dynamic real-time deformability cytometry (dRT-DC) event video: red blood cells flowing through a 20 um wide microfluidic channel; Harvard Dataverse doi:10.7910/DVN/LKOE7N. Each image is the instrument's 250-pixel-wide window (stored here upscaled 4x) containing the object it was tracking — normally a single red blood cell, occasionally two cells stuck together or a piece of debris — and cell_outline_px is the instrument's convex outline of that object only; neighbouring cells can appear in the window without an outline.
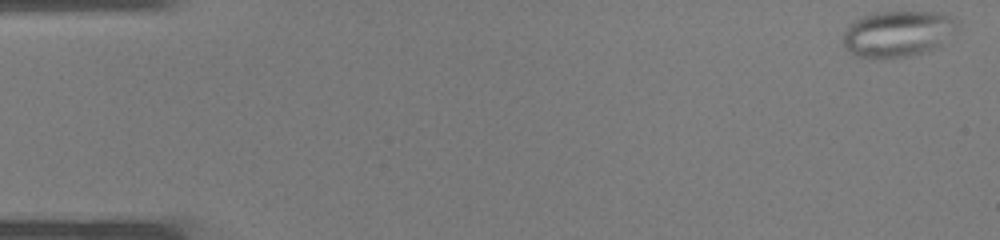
{"species": "common noctule bat (a hibernating species)", "species_latin": "Nyctalus noctula", "temperature_condition": "warm", "stored_images_in_passage": 37, "camera_frame_rate_fps": 3000, "um_per_image_px": 0.085, "animal": {"sex": "male", "body_mass_g": 19.0, "forearm_length_mm": 50.8}, "frame": {"image": 1, "passage_image": 1, "time_ms": 0.0, "image_size_px": [1000, 240], "cell_outline_px": [[960, 24], [936, 48], [928, 52], [912, 56], [876, 60], [852, 56], [844, 48], [844, 32], [848, 24], [872, 12], [940, 12], [956, 16]], "centroid_in_image_um": [76.29, 2.89], "position_along_channel_um": 8.7, "area_um2": 31.5}}
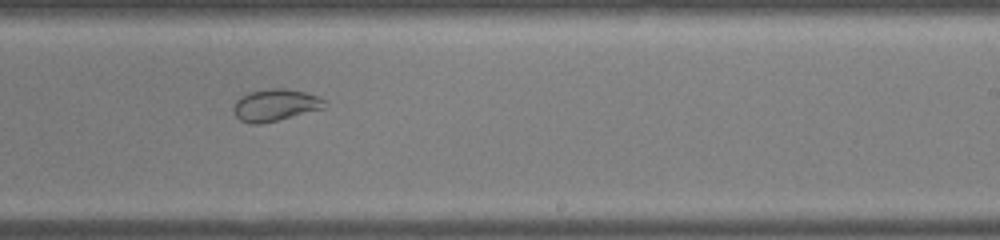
{"frame": {"image": 2, "passage_image": 23, "time_ms": 7.333, "image_size_px": [1000, 240], "cell_outline_px": [[324, 108], [260, 124], [252, 124], [240, 120], [236, 116], [232, 108], [236, 100], [240, 96], [248, 92], [268, 88], [284, 88], [304, 92], [316, 96], [324, 100]], "centroid_in_image_um": [23.33, 8.92], "position_along_channel_um": 265.7, "area_um2": 16.76}}
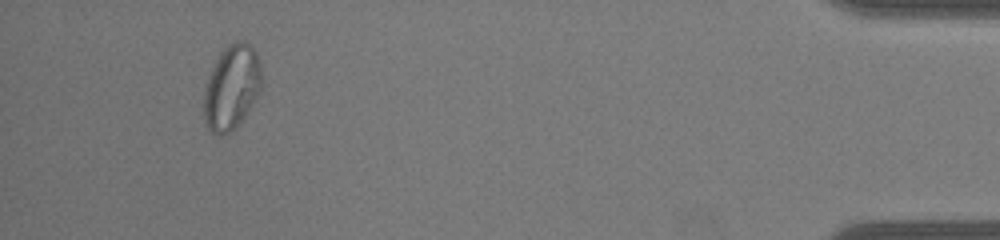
{"frame": {"image": 3, "passage_image": 35, "time_ms": 11.333, "image_size_px": [1000, 240], "cell_outline_px": [[260, 88], [256, 96], [240, 124], [232, 132], [220, 136], [212, 132], [208, 128], [204, 120], [204, 92], [212, 68], [220, 52], [228, 44], [236, 40], [244, 40], [256, 52], [260, 64]], "centroid_in_image_um": [19.67, 7.43], "position_along_channel_um": 415.5, "area_um2": 28.21}}